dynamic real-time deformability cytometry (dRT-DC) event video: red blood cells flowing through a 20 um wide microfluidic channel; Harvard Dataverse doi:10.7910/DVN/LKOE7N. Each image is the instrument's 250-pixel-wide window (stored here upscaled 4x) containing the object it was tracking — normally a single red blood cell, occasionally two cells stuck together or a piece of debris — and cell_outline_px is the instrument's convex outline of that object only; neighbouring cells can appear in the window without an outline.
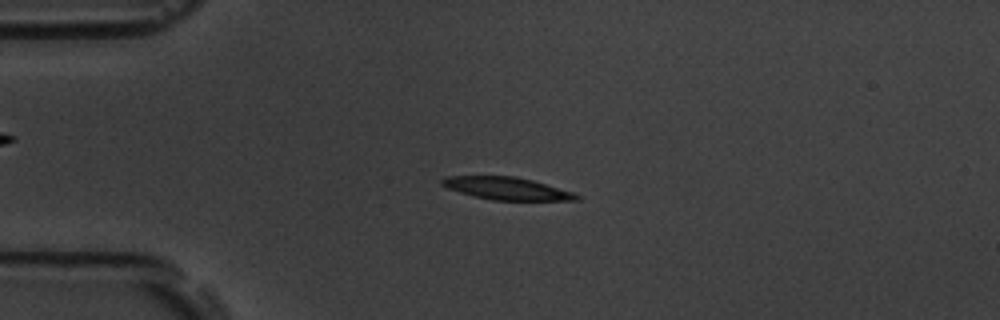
{"species": "common noctule bat (a hibernating species)", "species_latin": "Nyctalus noctula", "temperature_condition": "room temperature", "stored_images_in_passage": 56, "camera_frame_rate_fps": 3000, "um_per_image_px": 0.085, "animal": {"sex": "male", "body_mass_g": 19.5, "forearm_length_mm": 54.6}, "frame": {"image": 1, "passage_image": 13, "time_ms": 4.0, "image_size_px": [1000, 320], "cell_outline_px": [[580, 200], [492, 200], [472, 196], [448, 188], [440, 184], [440, 180], [444, 176], [516, 176], [532, 180], [572, 192], [580, 196]], "centroid_in_image_um": [43.03, 16.01], "position_along_channel_um": 42.0, "area_um2": 17.57}}
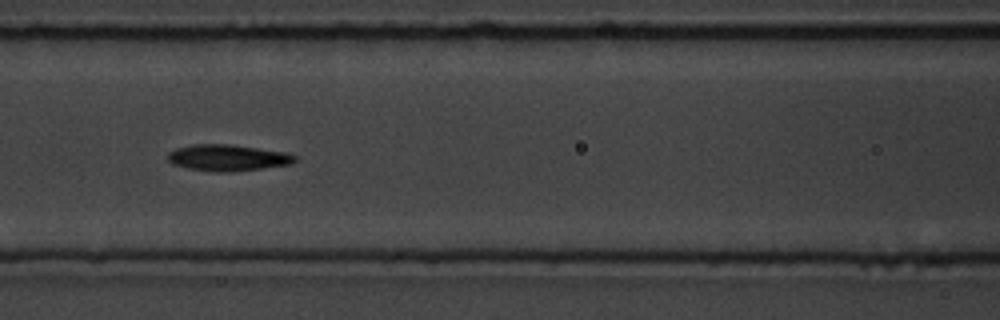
{"frame": {"image": 2, "passage_image": 24, "time_ms": 7.667, "image_size_px": [1000, 320], "cell_outline_px": [[296, 160], [292, 164], [228, 172], [212, 172], [188, 168], [172, 164], [168, 160], [168, 152], [176, 148], [192, 144], [232, 144], [288, 152], [296, 156]], "centroid_in_image_um": [19.35, 13.4], "position_along_channel_um": 147.2, "area_um2": 19.65}}
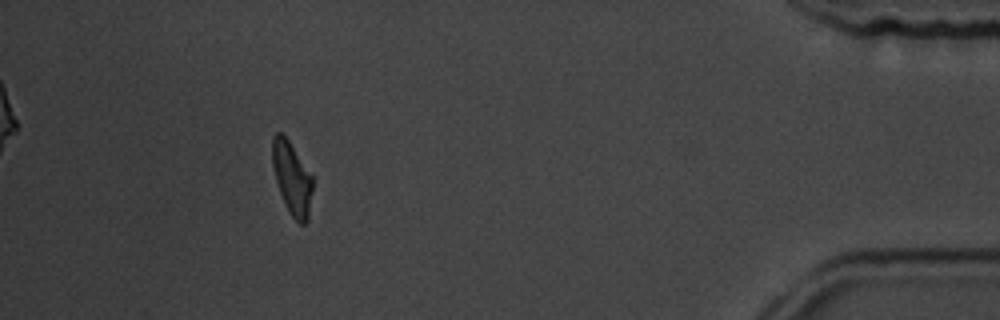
{"frame": {"image": 3, "passage_image": 51, "time_ms": 16.667, "image_size_px": [1000, 320], "cell_outline_px": [[312, 192], [308, 220], [304, 224], [300, 224], [292, 216], [280, 192], [272, 168], [272, 136], [276, 132], [284, 132], [312, 176]], "centroid_in_image_um": [24.8, 15.09], "position_along_channel_um": 410.4, "area_um2": 16.99}, "authors_computed_cell_mechanics": {"area_um2": 18.8717, "velocity_mm_per_s": 3.5776, "shape_relaxation_time_tau1_ms": 4.2536, "shape_relaxation_time_tau2_ms": 3.7164, "deformation_change_tau1": 0.1656, "deformation_change_tau2": 0.1257}}